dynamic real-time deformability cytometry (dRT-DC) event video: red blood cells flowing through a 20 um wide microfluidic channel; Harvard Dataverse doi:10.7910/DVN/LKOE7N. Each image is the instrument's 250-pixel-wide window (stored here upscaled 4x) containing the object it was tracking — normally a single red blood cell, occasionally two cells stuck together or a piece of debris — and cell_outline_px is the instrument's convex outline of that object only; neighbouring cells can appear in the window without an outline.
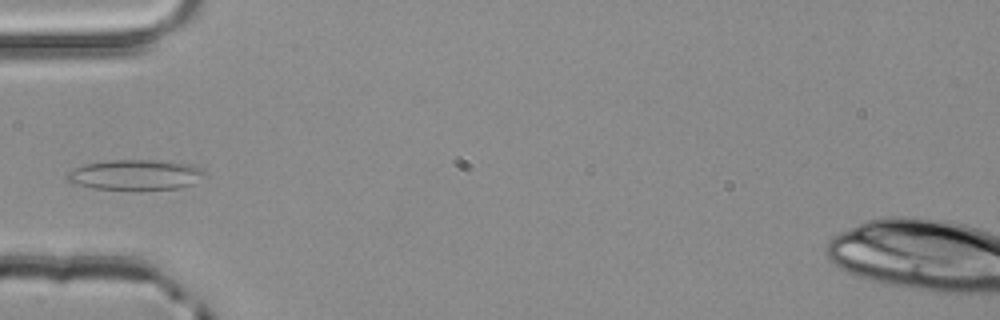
{"species": "common noctule bat (a hibernating species)", "species_latin": "Nyctalus noctula", "temperature_condition": "room temperature", "stored_images_in_passage": 4, "camera_frame_rate_fps": 3000, "um_per_image_px": 0.085, "animal": {"sex": "male", "body_mass_g": 20.4}, "frame": {"image": 1, "passage_image": 4, "time_ms": 1.0, "image_size_px": [1000, 320], "cell_outline_px": [[208, 176], [192, 184], [180, 188], [136, 192], [92, 188], [72, 184], [64, 176], [68, 172], [84, 164], [108, 160], [156, 160], [192, 164], [200, 168]], "centroid_in_image_um": [11.52, 14.9], "position_along_channel_um": 73.5, "area_um2": 25.32}}